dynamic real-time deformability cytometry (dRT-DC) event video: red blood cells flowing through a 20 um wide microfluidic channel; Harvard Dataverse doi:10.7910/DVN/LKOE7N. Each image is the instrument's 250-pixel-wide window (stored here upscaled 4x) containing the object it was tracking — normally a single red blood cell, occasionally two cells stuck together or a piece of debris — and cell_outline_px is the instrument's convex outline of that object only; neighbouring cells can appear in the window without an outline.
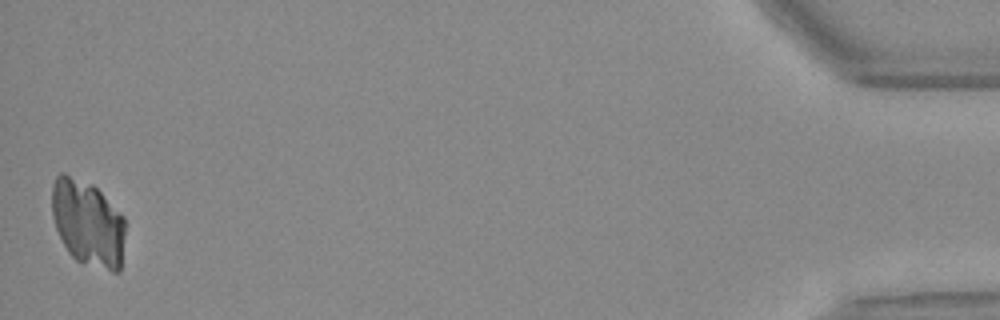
{"species": "Egyptian fruit bat (a non-hibernating species)", "species_latin": "Rousettus aegyptiacus", "temperature_condition": "warm", "stored_images_in_passage": 40, "camera_frame_rate_fps": 3000, "um_per_image_px": 0.085, "animal": {"sex": "female"}, "frame": {"image": 1, "passage_image": 40, "time_ms": 13.0, "image_size_px": [1000, 320], "cell_outline_px": [[124, 236], [120, 272], [112, 272], [76, 260], [68, 252], [56, 228], [52, 216], [52, 184], [56, 176], [60, 172], [64, 172], [92, 184], [124, 216]], "centroid_in_image_um": [7.45, 18.95], "position_along_channel_um": 427.7, "area_um2": 36.82}}